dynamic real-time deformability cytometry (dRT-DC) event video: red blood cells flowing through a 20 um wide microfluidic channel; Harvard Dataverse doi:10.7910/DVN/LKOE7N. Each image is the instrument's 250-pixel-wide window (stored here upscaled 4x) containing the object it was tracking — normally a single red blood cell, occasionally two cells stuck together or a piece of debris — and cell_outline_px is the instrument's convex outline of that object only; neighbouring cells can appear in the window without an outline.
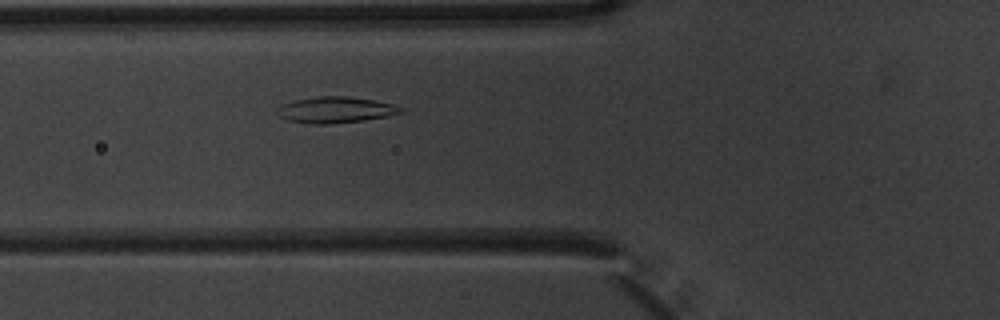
{"species": "common noctule bat (a hibernating species)", "species_latin": "Nyctalus noctula", "temperature_condition": "warm", "stored_images_in_passage": 4, "camera_frame_rate_fps": 3000, "um_per_image_px": 0.085, "animal": {"sex": "male", "body_mass_g": 20.1, "forearm_length_mm": 53.5}, "frame": {"image": 1, "passage_image": 4, "time_ms": 1.0, "image_size_px": [1000, 320], "cell_outline_px": [[404, 112], [364, 120], [328, 124], [312, 124], [288, 120], [280, 116], [276, 112], [276, 108], [280, 104], [292, 100], [320, 96], [348, 96], [372, 100], [392, 104], [404, 108]], "centroid_in_image_um": [28.46, 9.33], "position_along_channel_um": 97.3, "area_um2": 18.79}}